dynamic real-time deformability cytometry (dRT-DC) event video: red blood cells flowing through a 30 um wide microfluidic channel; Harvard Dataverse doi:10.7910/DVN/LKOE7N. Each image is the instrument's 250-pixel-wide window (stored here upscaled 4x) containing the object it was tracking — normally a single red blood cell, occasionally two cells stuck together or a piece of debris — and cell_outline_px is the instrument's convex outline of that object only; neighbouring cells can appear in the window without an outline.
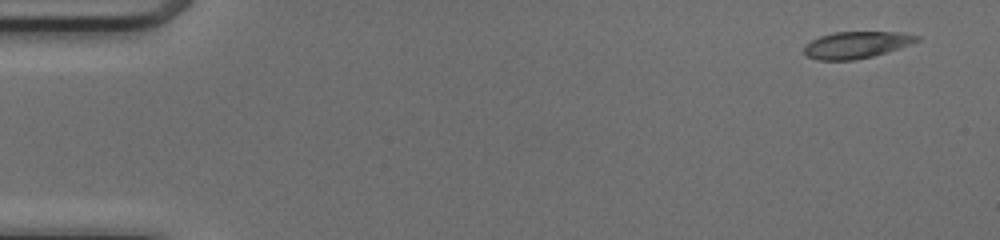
{"species": "common noctule bat (a hibernating species)", "species_latin": "Nyctalus noctula", "temperature_condition": "cold", "stored_images_in_passage": 17, "camera_frame_rate_fps": 3000, "um_per_image_px": 0.085, "animal": {"sex": "female", "body_mass_g": 17.0, "forearm_length_mm": 48.0}, "frame": {"image": 1, "passage_image": 1, "time_ms": 0.0, "image_size_px": [1000, 240], "cell_outline_px": [[920, 40], [872, 56], [852, 60], [816, 60], [808, 56], [804, 52], [804, 44], [820, 36], [832, 32], [900, 32], [920, 36]], "centroid_in_image_um": [72.73, 3.8], "position_along_channel_um": 12.3, "area_um2": 17.34}}
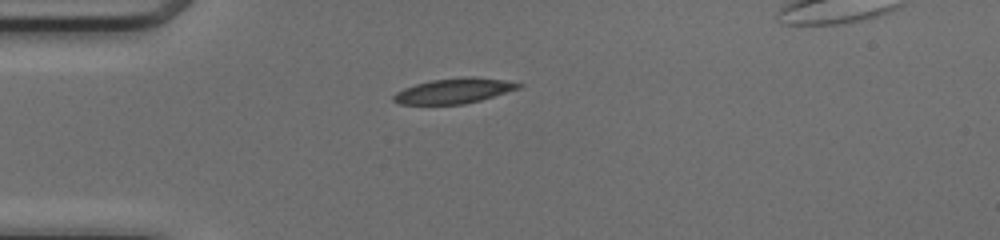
{"frame": {"image": 2, "passage_image": 12, "time_ms": 3.667, "image_size_px": [1000, 240], "cell_outline_px": [[524, 84], [520, 88], [480, 100], [464, 104], [400, 104], [392, 100], [392, 96], [396, 92], [404, 88], [416, 84], [432, 80], [468, 76], [472, 76], [504, 80]], "centroid_in_image_um": [38.58, 7.72], "position_along_channel_um": 46.4, "area_um2": 18.21}}
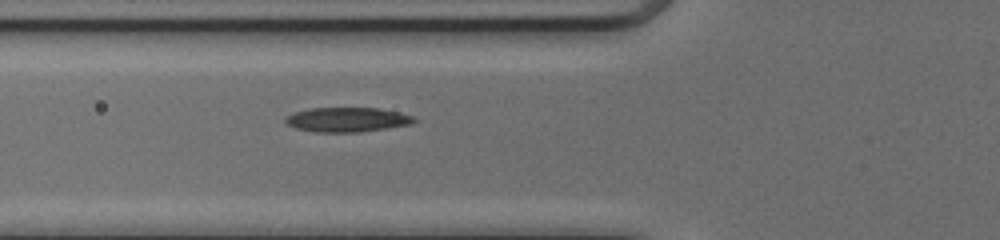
{"frame": {"image": 3, "passage_image": 17, "time_ms": 5.333, "image_size_px": [1000, 240], "cell_outline_px": [[416, 120], [412, 124], [360, 132], [316, 132], [296, 128], [288, 124], [284, 120], [288, 116], [296, 112], [312, 108], [380, 108], [400, 112], [412, 116]], "centroid_in_image_um": [29.55, 10.17], "position_along_channel_um": 96.3, "area_um2": 18.21}}